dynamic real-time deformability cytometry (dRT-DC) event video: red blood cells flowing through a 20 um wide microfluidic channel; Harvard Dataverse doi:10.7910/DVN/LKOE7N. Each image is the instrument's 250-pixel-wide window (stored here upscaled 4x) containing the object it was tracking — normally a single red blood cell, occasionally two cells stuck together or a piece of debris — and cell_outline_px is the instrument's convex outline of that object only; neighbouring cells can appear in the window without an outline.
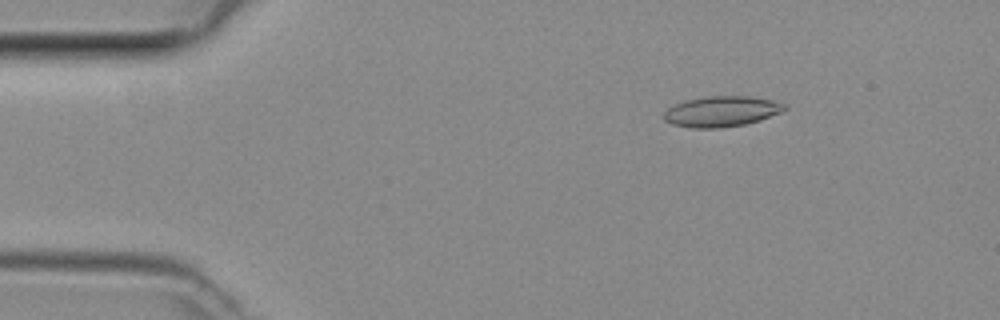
{"species": "common noctule bat (a hibernating species)", "species_latin": "Nyctalus noctula", "temperature_condition": "room temperature", "stored_images_in_passage": 46, "camera_frame_rate_fps": 3000, "um_per_image_px": 0.085, "animal": {"sex": "female", "body_mass_g": 29.2, "forearm_length_mm": 56.3}, "frame": {"image": 1, "passage_image": 5, "time_ms": 1.333, "image_size_px": [1000, 320], "cell_outline_px": [[788, 108], [780, 112], [760, 120], [744, 124], [720, 128], [692, 128], [672, 124], [664, 120], [664, 112], [668, 108], [684, 100], [704, 96], [752, 96], [772, 100], [788, 104]], "centroid_in_image_um": [61.34, 9.46], "position_along_channel_um": 23.7, "area_um2": 21.62}}
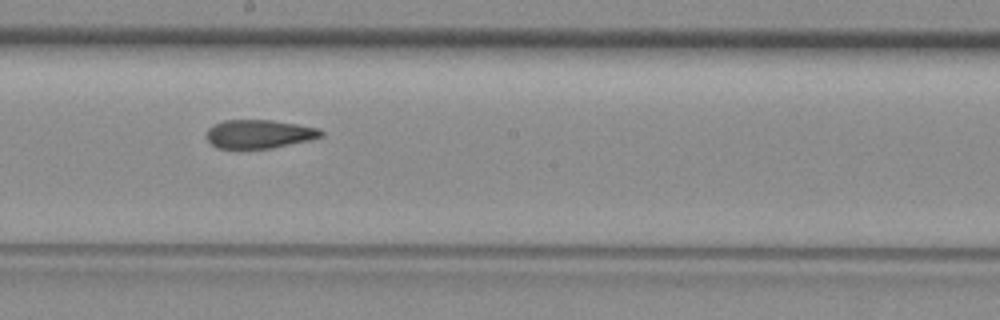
{"frame": {"image": 2, "passage_image": 24, "time_ms": 7.667, "image_size_px": [1000, 320], "cell_outline_px": [[324, 136], [308, 140], [272, 148], [240, 152], [236, 152], [216, 148], [204, 136], [208, 128], [212, 124], [224, 120], [272, 120], [320, 128], [324, 132]], "centroid_in_image_um": [21.94, 11.44], "position_along_channel_um": 226.3, "area_um2": 20.06}}
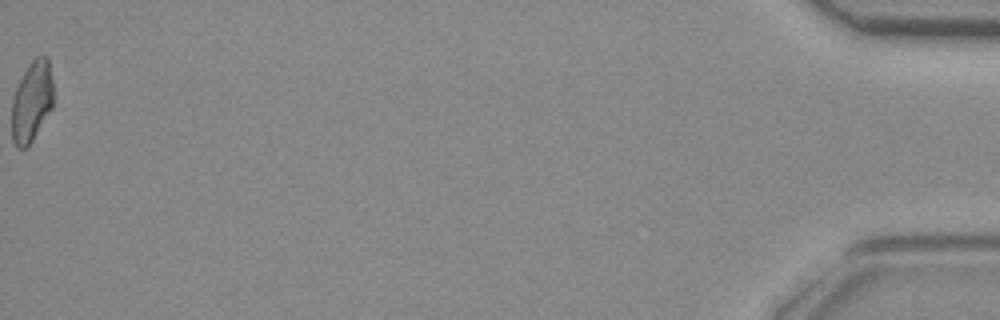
{"frame": {"image": 3, "passage_image": 46, "time_ms": 15.0, "image_size_px": [1000, 320], "cell_outline_px": [[52, 108], [32, 140], [24, 148], [16, 148], [12, 140], [12, 100], [16, 88], [28, 64], [36, 56], [48, 56], [52, 80]], "centroid_in_image_um": [2.69, 8.61], "position_along_channel_um": 432.5, "area_um2": 19.36}}